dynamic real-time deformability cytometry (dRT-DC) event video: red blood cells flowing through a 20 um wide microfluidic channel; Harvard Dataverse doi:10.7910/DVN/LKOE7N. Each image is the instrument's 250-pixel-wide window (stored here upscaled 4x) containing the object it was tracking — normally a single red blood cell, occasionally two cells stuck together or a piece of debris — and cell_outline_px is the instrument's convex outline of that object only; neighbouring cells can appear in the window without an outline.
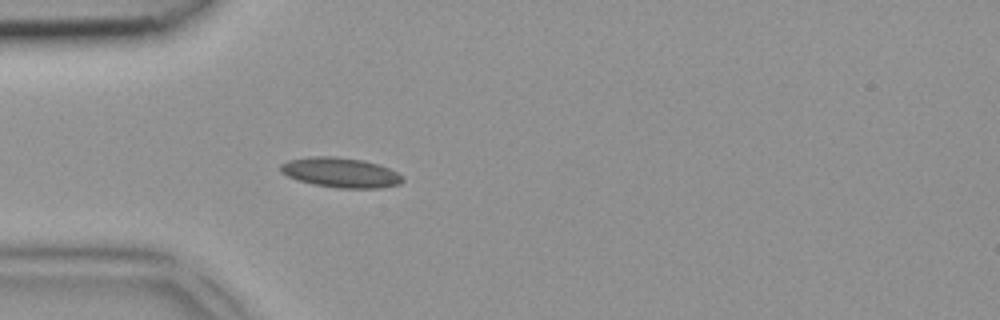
{"species": "common noctule bat (a hibernating species)", "species_latin": "Nyctalus noctula", "temperature_condition": "room temperature", "stored_images_in_passage": 3, "camera_frame_rate_fps": 3000, "um_per_image_px": 0.085, "animal": {"sex": "female", "body_mass_g": 18.4}, "frame": {"image": 1, "passage_image": 3, "time_ms": 0.667, "image_size_px": [1000, 320], "cell_outline_px": [[404, 180], [400, 184], [380, 188], [336, 188], [312, 184], [288, 176], [280, 172], [280, 164], [288, 160], [316, 156], [332, 156], [364, 160], [388, 168], [404, 176]], "centroid_in_image_um": [28.96, 14.67], "position_along_channel_um": 56.0, "area_um2": 21.21}}